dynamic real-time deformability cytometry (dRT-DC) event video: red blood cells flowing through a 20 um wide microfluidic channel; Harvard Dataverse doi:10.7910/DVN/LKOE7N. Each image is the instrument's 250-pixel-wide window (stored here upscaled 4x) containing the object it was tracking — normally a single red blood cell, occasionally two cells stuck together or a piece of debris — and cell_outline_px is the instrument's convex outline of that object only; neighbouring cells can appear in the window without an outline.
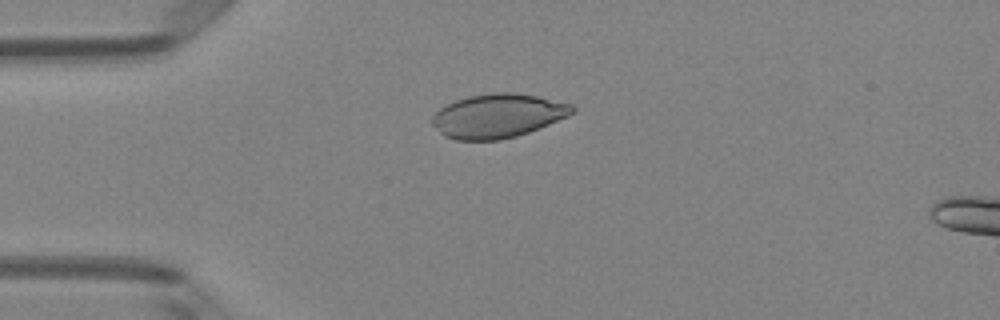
{"species": "Egyptian fruit bat (a non-hibernating species)", "species_latin": "Rousettus aegyptiacus", "temperature_condition": "room temperature", "stored_images_in_passage": 7, "camera_frame_rate_fps": 3000, "um_per_image_px": 0.085, "animal": {"sex": "female"}, "frame": {"image": 1, "passage_image": 4, "time_ms": 1.0, "image_size_px": [1000, 320], "cell_outline_px": [[576, 112], [568, 116], [528, 132], [516, 136], [500, 140], [456, 140], [444, 136], [432, 124], [432, 116], [440, 108], [456, 100], [468, 96], [492, 92], [512, 92], [536, 96], [572, 104], [576, 108]], "centroid_in_image_um": [42.31, 9.84], "position_along_channel_um": 42.7, "area_um2": 35.78}}
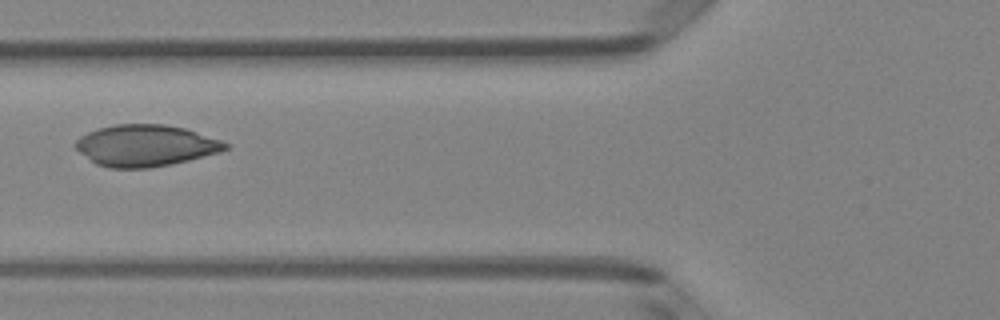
{"frame": {"image": 2, "passage_image": 6, "time_ms": 1.667, "image_size_px": [1000, 320], "cell_outline_px": [[228, 148], [220, 152], [188, 160], [148, 168], [108, 168], [96, 164], [80, 152], [76, 148], [76, 140], [80, 136], [88, 132], [100, 128], [116, 124], [164, 124], [184, 128], [220, 140], [228, 144]], "centroid_in_image_um": [12.36, 12.37], "position_along_channel_um": 113.4, "area_um2": 35.84}}
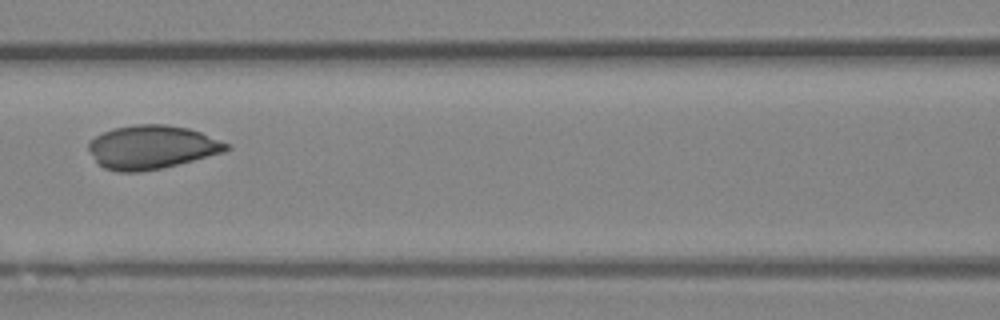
{"frame": {"image": 3, "passage_image": 7, "time_ms": 2.0, "image_size_px": [1000, 320], "cell_outline_px": [[232, 148], [224, 152], [160, 168], [140, 172], [116, 172], [104, 168], [96, 160], [88, 148], [88, 144], [96, 136], [112, 128], [136, 124], [164, 124], [188, 128], [200, 132], [232, 144]], "centroid_in_image_um": [12.92, 12.5], "position_along_channel_um": 153.7, "area_um2": 34.85}}